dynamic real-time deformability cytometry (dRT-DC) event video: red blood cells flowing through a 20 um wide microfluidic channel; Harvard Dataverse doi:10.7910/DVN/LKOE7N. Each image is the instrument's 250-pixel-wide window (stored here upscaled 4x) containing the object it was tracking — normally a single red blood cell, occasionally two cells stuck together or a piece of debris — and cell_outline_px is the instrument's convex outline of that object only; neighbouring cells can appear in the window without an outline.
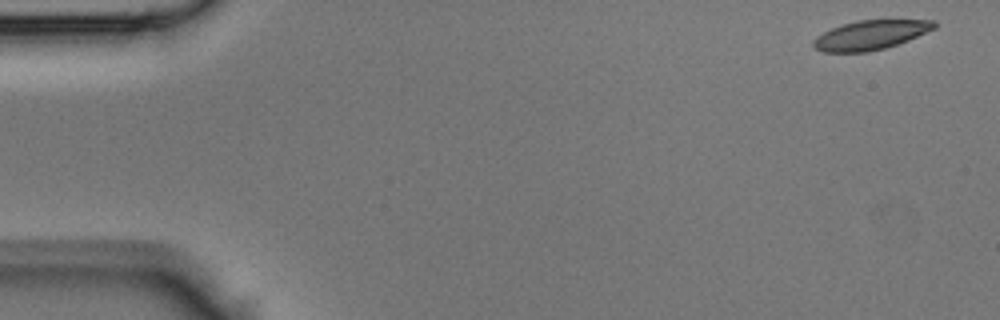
{"species": "Egyptian fruit bat (a non-hibernating species)", "species_latin": "Rousettus aegyptiacus", "temperature_condition": "room temperature", "stored_images_in_passage": 42, "camera_frame_rate_fps": 3000, "um_per_image_px": 0.085, "animal": {"sex": "male"}, "frame": {"image": 1, "passage_image": 1, "time_ms": 0.0, "image_size_px": [1000, 320], "cell_outline_px": [[936, 28], [908, 40], [884, 48], [868, 52], [824, 52], [812, 48], [812, 40], [816, 36], [832, 28], [856, 20], [936, 20]], "centroid_in_image_um": [73.96, 2.98], "position_along_channel_um": 11.0, "area_um2": 20.63}}
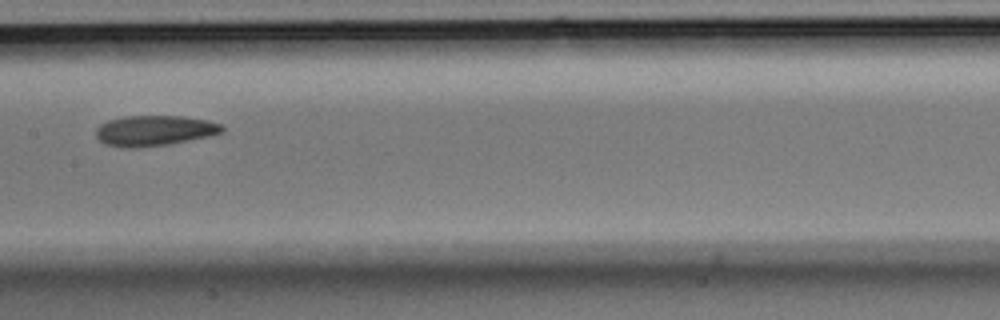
{"frame": {"image": 2, "passage_image": 21, "time_ms": 6.667, "image_size_px": [1000, 320], "cell_outline_px": [[224, 132], [208, 136], [168, 144], [132, 148], [124, 148], [104, 144], [96, 136], [96, 128], [100, 124], [108, 120], [124, 116], [180, 116], [208, 120], [220, 124], [224, 128]], "centroid_in_image_um": [13.09, 11.1], "position_along_channel_um": 194.3, "area_um2": 22.31}}
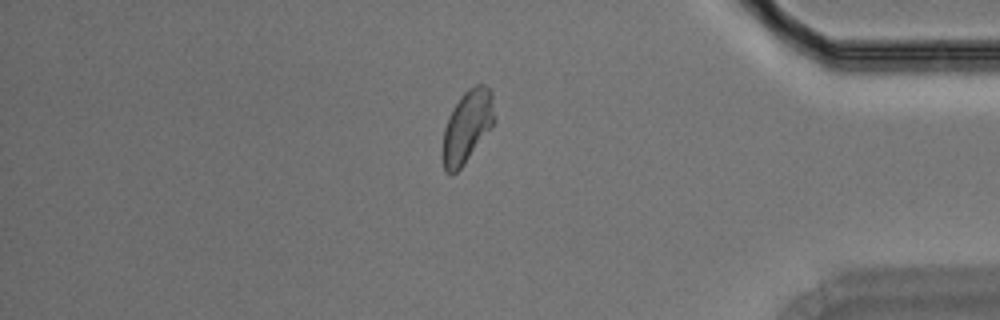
{"frame": {"image": 3, "passage_image": 36, "time_ms": 11.667, "image_size_px": [1000, 320], "cell_outline_px": [[496, 120], [464, 164], [452, 176], [444, 172], [440, 156], [440, 152], [444, 128], [448, 116], [460, 96], [468, 88], [476, 84], [484, 84], [492, 92]], "centroid_in_image_um": [39.66, 10.78], "position_along_channel_um": 395.5, "area_um2": 22.31}}